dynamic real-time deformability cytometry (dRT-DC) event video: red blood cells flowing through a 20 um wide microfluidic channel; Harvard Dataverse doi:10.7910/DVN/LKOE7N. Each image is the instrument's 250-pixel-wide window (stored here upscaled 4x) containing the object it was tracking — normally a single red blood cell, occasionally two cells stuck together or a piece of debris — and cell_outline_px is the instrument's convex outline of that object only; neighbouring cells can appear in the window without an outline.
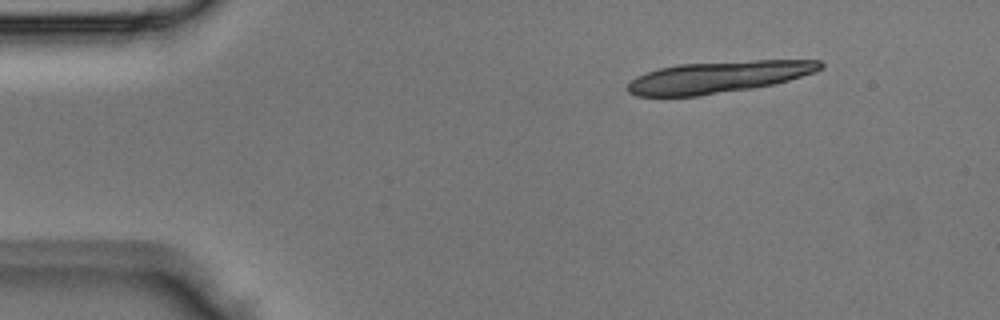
{"species": "Egyptian fruit bat (a non-hibernating species)", "species_latin": "Rousettus aegyptiacus", "temperature_condition": "room temperature", "stored_images_in_passage": 4, "segment_of_instrument_passage": [1, 2], "camera_frame_rate_fps": 3000, "um_per_image_px": 0.085, "animal": {"sex": "male"}, "frame": {"image": 1, "passage_image": 1, "time_ms": 0.0, "image_size_px": [1000, 320], "cell_outline_px": [[824, 68], [816, 72], [776, 84], [752, 88], [696, 96], [636, 96], [628, 92], [624, 88], [628, 80], [644, 72], [676, 64], [756, 60], [820, 60], [824, 64]], "centroid_in_image_um": [61.04, 6.54], "position_along_channel_um": 24.0, "area_um2": 36.07}}